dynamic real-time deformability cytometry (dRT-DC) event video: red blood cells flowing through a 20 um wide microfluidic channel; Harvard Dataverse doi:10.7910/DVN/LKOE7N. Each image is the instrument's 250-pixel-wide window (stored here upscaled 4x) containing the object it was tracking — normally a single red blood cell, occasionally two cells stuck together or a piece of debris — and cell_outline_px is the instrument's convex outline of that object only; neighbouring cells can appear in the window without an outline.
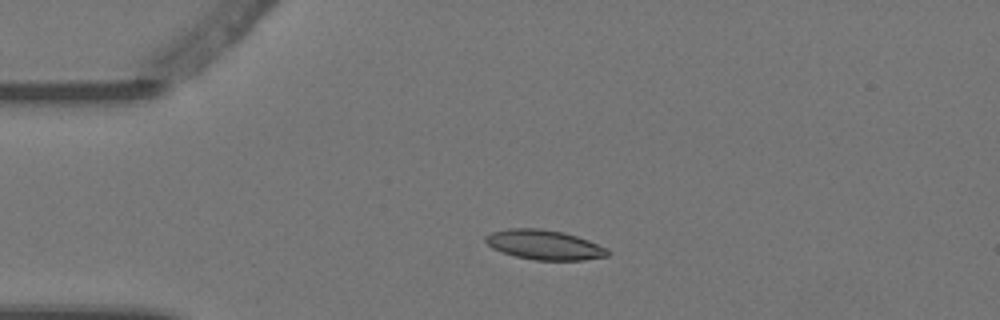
{"species": "Egyptian fruit bat (a non-hibernating species)", "species_latin": "Rousettus aegyptiacus", "temperature_condition": "warm", "stored_images_in_passage": 4, "camera_frame_rate_fps": 3000, "um_per_image_px": 0.085, "animal": {"sex": "female"}, "frame": {"image": 1, "passage_image": 3, "time_ms": 0.667, "image_size_px": [1000, 320], "cell_outline_px": [[608, 256], [584, 260], [536, 260], [516, 256], [492, 248], [484, 240], [484, 236], [492, 232], [508, 228], [540, 228], [564, 232], [588, 240], [608, 248]], "centroid_in_image_um": [46.27, 20.8], "position_along_channel_um": 38.7, "area_um2": 21.1}}